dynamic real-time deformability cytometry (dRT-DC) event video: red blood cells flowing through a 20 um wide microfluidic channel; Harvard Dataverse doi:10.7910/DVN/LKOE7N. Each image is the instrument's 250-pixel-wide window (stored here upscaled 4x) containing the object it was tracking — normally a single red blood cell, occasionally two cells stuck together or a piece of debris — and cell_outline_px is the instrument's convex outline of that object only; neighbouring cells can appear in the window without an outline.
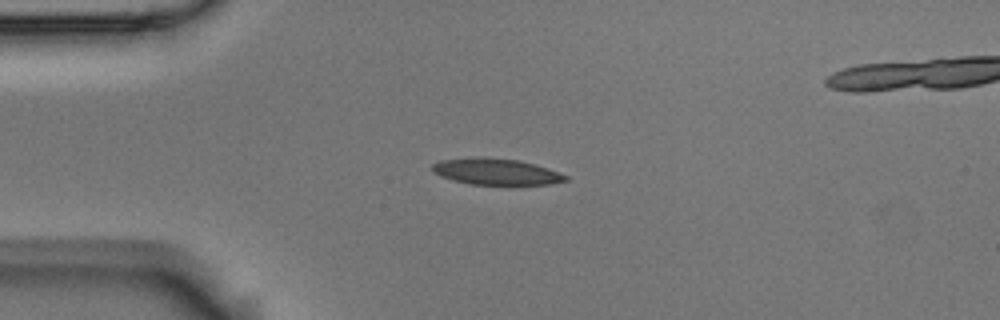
{"species": "Egyptian fruit bat (a non-hibernating species)", "species_latin": "Rousettus aegyptiacus", "temperature_condition": "room temperature", "stored_images_in_passage": 1, "camera_frame_rate_fps": 3000, "um_per_image_px": 0.085, "animal": {"sex": "male"}, "frame": {"image": 1, "passage_image": 1, "time_ms": 0.0, "image_size_px": [1000, 320], "cell_outline_px": [[568, 180], [548, 184], [508, 188], [472, 184], [452, 180], [440, 176], [432, 172], [432, 164], [440, 160], [472, 156], [480, 156], [520, 160], [548, 168], [568, 176]], "centroid_in_image_um": [42.17, 14.63], "position_along_channel_um": 42.8, "area_um2": 21.62}}